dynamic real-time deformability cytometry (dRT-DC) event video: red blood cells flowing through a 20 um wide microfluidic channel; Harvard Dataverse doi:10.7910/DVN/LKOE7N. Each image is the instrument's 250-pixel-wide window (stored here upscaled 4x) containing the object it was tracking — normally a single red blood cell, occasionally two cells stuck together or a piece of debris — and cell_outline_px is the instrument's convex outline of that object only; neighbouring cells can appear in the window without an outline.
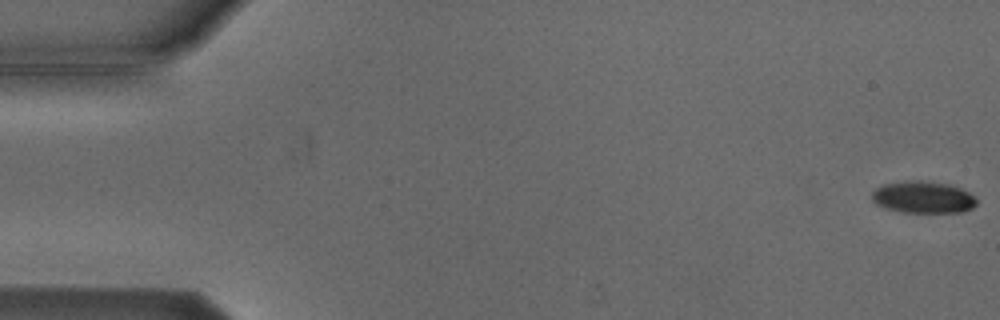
{"species": "Egyptian fruit bat (a non-hibernating species)", "species_latin": "Rousettus aegyptiacus", "temperature_condition": "cold", "stored_images_in_passage": 5, "camera_frame_rate_fps": 3000, "um_per_image_px": 0.085, "animal": {"sex": "male"}, "frame": {"image": 1, "passage_image": 1, "time_ms": 0.0, "image_size_px": [1000, 320], "cell_outline_px": [[976, 204], [972, 208], [964, 212], [904, 212], [884, 208], [876, 204], [872, 200], [872, 192], [876, 188], [884, 184], [908, 180], [920, 180], [948, 184], [960, 188], [968, 192], [976, 200]], "centroid_in_image_um": [78.44, 16.76], "position_along_channel_um": 6.6, "area_um2": 19.42}}